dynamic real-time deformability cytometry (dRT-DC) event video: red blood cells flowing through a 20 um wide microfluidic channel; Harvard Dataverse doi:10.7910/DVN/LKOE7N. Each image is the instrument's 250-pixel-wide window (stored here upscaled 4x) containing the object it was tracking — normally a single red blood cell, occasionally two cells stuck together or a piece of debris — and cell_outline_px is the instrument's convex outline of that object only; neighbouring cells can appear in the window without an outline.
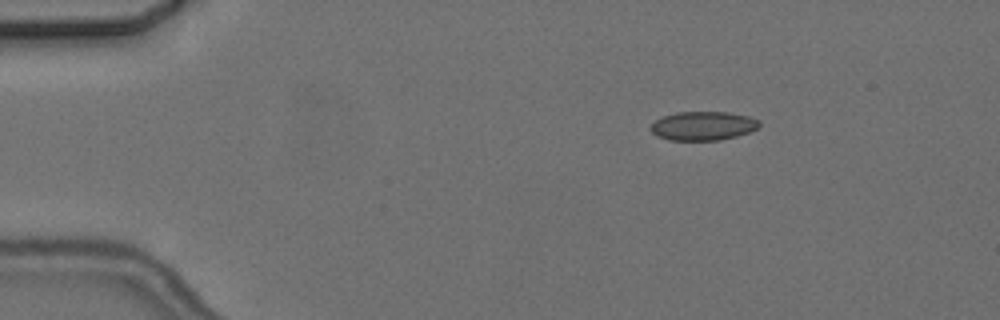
{"species": "common noctule bat (a hibernating species)", "species_latin": "Nyctalus noctula", "temperature_condition": "cold", "stored_images_in_passage": 3, "camera_frame_rate_fps": 3000, "um_per_image_px": 0.085, "animal": {"sex": "female", "body_mass_g": 24.6, "forearm_length_mm": 56.2}, "frame": {"image": 1, "passage_image": 1, "time_ms": 0.0, "image_size_px": [1000, 320], "cell_outline_px": [[760, 124], [756, 128], [748, 132], [736, 136], [720, 140], [668, 140], [656, 136], [648, 128], [656, 120], [664, 116], [676, 112], [728, 112], [748, 116], [760, 120]], "centroid_in_image_um": [59.73, 10.7], "position_along_channel_um": 25.3, "area_um2": 18.26}}